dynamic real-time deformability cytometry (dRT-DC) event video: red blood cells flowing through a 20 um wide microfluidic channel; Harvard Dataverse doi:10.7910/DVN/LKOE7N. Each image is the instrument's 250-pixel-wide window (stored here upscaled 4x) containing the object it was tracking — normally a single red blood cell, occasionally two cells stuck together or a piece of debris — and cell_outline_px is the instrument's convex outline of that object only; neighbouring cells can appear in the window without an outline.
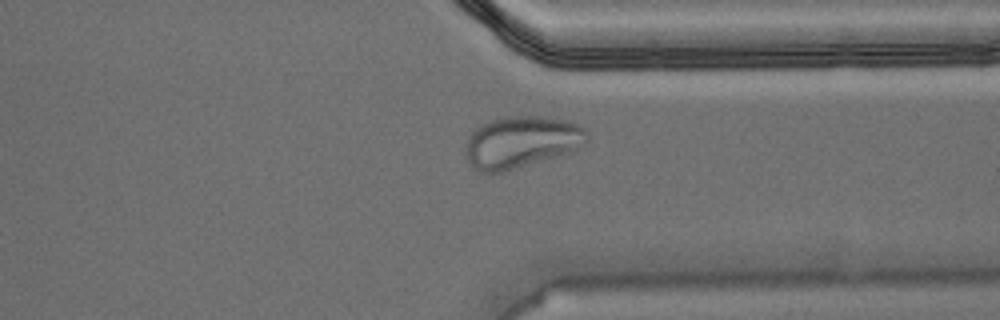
{"species": "Egyptian fruit bat (a non-hibernating species)", "species_latin": "Rousettus aegyptiacus", "temperature_condition": "warm", "stored_images_in_passage": 40, "camera_frame_rate_fps": 3000, "um_per_image_px": 0.085, "animal": {"sex": "male"}, "frame": {"image": 1, "passage_image": 29, "time_ms": 9.333, "image_size_px": [1000, 320], "cell_outline_px": [[588, 140], [580, 148], [560, 156], [504, 172], [480, 172], [472, 168], [468, 160], [464, 148], [468, 136], [476, 128], [492, 120], [508, 116], [540, 116], [572, 120], [580, 124], [588, 132]], "centroid_in_image_um": [44.36, 12.08], "position_along_channel_um": 367.0, "area_um2": 37.22}}